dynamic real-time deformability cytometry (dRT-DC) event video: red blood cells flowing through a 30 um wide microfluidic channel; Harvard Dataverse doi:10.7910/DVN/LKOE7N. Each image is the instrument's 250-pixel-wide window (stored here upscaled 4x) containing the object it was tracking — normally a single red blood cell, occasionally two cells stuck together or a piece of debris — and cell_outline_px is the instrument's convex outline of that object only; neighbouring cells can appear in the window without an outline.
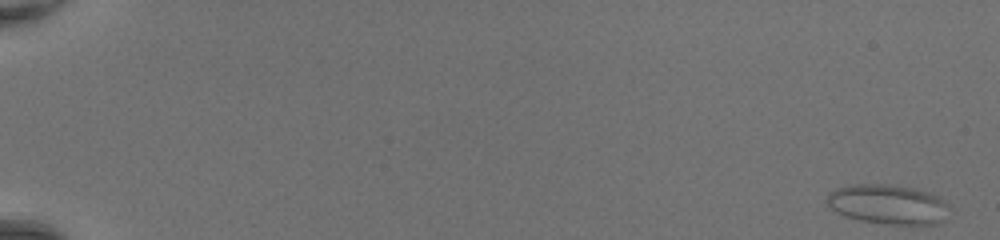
{"species": "common noctule bat (a hibernating species)", "species_latin": "Nyctalus noctula", "temperature_condition": "room temperature", "stored_images_in_passage": 49, "camera_frame_rate_fps": 3000, "um_per_image_px": 0.085, "animal": {"sex": "female", "body_mass_g": 20.0, "forearm_length_mm": 54.0}, "frame": {"image": 1, "passage_image": 1, "time_ms": 0.0, "image_size_px": [1000, 240], "cell_outline_px": [[952, 208], [944, 220], [936, 224], [888, 224], [860, 220], [844, 216], [832, 208], [824, 200], [836, 188], [848, 184], [888, 184], [912, 188], [928, 192], [940, 196]], "centroid_in_image_um": [75.52, 17.36], "position_along_channel_um": 9.5, "area_um2": 28.5}}
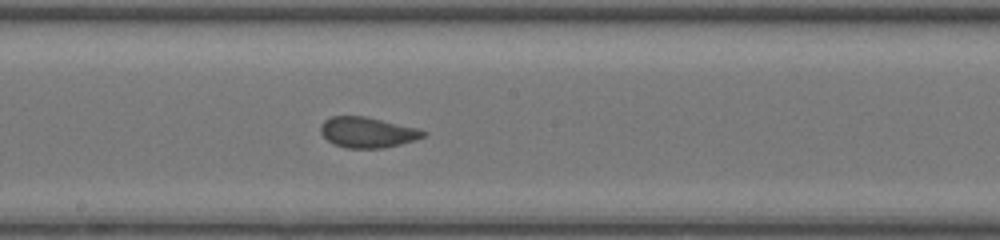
{"frame": {"image": 2, "passage_image": 29, "time_ms": 9.333, "image_size_px": [1000, 240], "cell_outline_px": [[428, 132], [424, 136], [416, 140], [400, 144], [380, 148], [344, 148], [332, 144], [320, 132], [320, 124], [324, 120], [332, 116], [364, 116], [420, 128]], "centroid_in_image_um": [31.23, 11.25], "position_along_channel_um": 217.0, "area_um2": 18.44}}
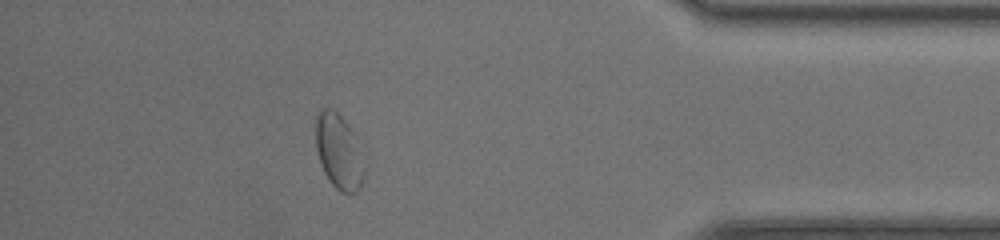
{"frame": {"image": 3, "passage_image": 44, "time_ms": 14.333, "image_size_px": [1000, 240], "cell_outline_px": [[364, 176], [360, 188], [356, 192], [340, 192], [328, 180], [320, 164], [316, 148], [316, 116], [320, 108], [332, 108], [344, 120], [352, 132], [364, 168]], "centroid_in_image_um": [28.75, 12.9], "position_along_channel_um": 406.4, "area_um2": 20.75}, "authors_computed_cell_mechanics": {"area_um2": 19.1896, "velocity_mm_per_s": 4.4066, "shape_relaxation_time_tau1_ms": 9.8975, "shape_relaxation_time_tau2_ms": 0.5781, "deformation_change_tau1": 0.1857, "deformation_change_tau2": 0.0635}}